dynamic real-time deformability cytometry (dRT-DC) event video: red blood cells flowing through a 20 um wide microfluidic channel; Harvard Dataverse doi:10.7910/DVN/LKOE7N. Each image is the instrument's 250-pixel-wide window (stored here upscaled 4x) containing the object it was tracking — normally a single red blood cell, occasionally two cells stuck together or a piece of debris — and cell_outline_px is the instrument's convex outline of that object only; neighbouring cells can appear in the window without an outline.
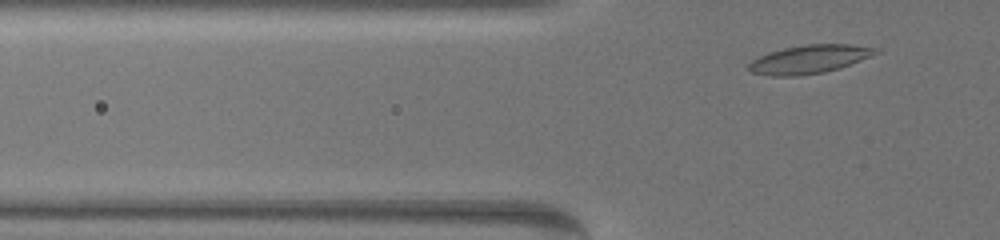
{"species": "common noctule bat (a hibernating species)", "species_latin": "Nyctalus noctula", "temperature_condition": "warm", "stored_images_in_passage": 39, "camera_frame_rate_fps": 3000, "um_per_image_px": 0.085, "animal": {"sex": "female", "body_mass_g": 19.5, "forearm_length_mm": 54.1}, "frame": {"image": 1, "passage_image": 5, "time_ms": 1.333, "image_size_px": [1000, 240], "cell_outline_px": [[876, 52], [860, 60], [840, 68], [824, 72], [796, 76], [768, 76], [752, 72], [748, 68], [748, 64], [752, 60], [768, 52], [784, 48], [804, 44], [848, 44], [876, 48]], "centroid_in_image_um": [68.71, 5.04], "position_along_channel_um": 57.1, "area_um2": 20.75}}
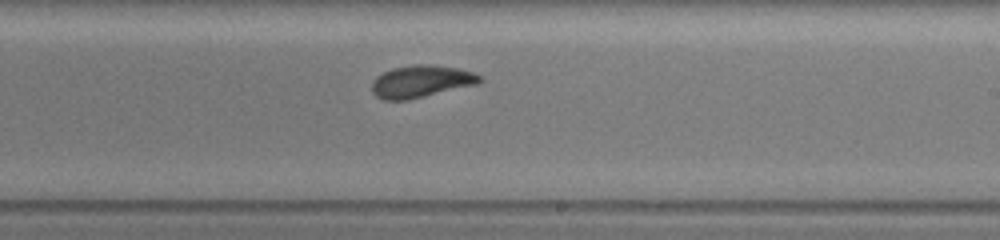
{"frame": {"image": 2, "passage_image": 24, "time_ms": 7.667, "image_size_px": [1000, 240], "cell_outline_px": [[484, 80], [476, 84], [404, 100], [384, 100], [376, 96], [372, 92], [372, 84], [376, 76], [392, 68], [416, 64], [432, 64], [456, 68], [472, 72], [480, 76]], "centroid_in_image_um": [35.76, 6.9], "position_along_channel_um": 253.2, "area_um2": 19.88}}
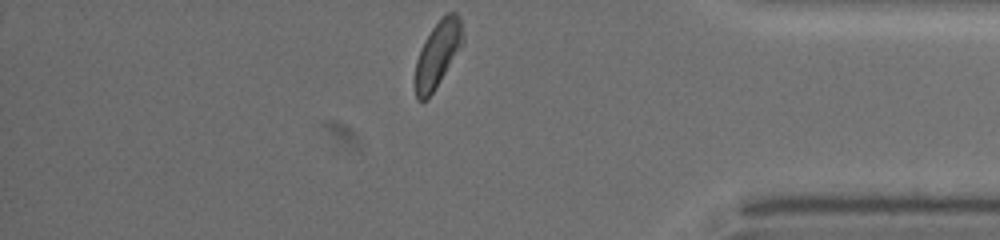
{"frame": {"image": 3, "passage_image": 39, "time_ms": 12.667, "image_size_px": [1000, 240], "cell_outline_px": [[464, 40], [428, 100], [416, 100], [416, 60], [432, 28], [448, 12], [456, 12], [460, 16]], "centroid_in_image_um": [37.21, 4.59], "position_along_channel_um": 398.0, "area_um2": 17.57}, "authors_computed_cell_mechanics": {"area_um2": 19.7676, "velocity_mm_per_s": 3.32, "shape_relaxation_time_tau1_ms": 2.76, "shape_relaxation_time_tau2_ms": 1.7014, "deformation_change_tau1": 0.1404, "deformation_change_tau2": 0.0787}}